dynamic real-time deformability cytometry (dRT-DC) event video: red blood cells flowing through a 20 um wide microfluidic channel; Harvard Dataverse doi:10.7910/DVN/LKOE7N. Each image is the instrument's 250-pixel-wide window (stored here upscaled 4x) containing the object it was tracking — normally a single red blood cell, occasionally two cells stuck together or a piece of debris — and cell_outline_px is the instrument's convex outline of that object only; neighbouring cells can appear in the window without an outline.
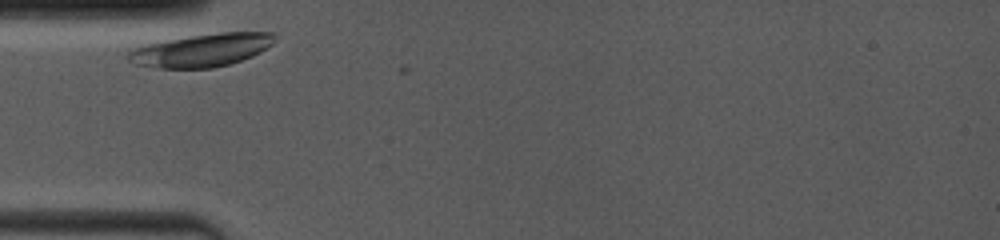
{"species": "common noctule bat (a hibernating species)", "species_latin": "Nyctalus noctula", "temperature_condition": "room temperature", "stored_images_in_passage": 4, "camera_frame_rate_fps": 4000, "um_per_image_px": 0.085, "animal": {"sex": "female", "body_mass_g": 19.0, "forearm_length_mm": 53.3}, "frame": {"image": 1, "passage_image": 1, "time_ms": 0.0, "image_size_px": [1000, 240], "cell_outline_px": [[276, 36], [272, 44], [260, 52], [252, 56], [228, 64], [212, 68], [156, 68], [136, 64], [128, 60], [124, 56], [132, 48], [144, 44], [192, 36], [220, 32], [276, 32]], "centroid_in_image_um": [17.11, 4.26], "position_along_channel_um": 67.9, "area_um2": 28.09}}